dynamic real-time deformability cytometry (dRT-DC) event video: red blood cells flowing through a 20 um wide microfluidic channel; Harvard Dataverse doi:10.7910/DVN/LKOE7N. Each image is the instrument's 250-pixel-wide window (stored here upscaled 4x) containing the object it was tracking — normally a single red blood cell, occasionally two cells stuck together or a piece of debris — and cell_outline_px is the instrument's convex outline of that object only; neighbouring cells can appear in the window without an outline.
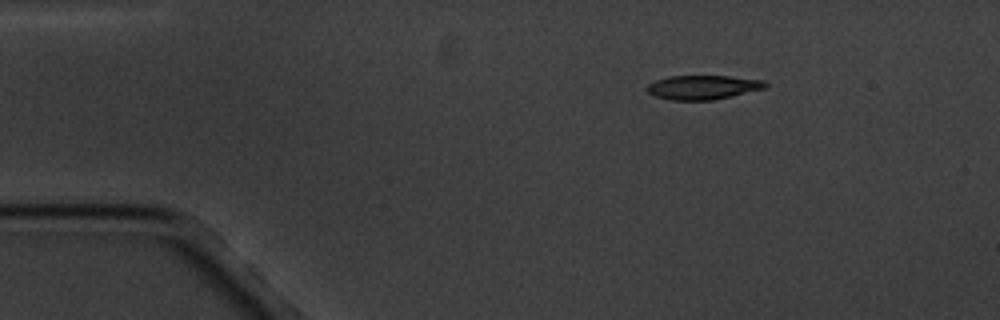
{"species": "common noctule bat (a hibernating species)", "species_latin": "Nyctalus noctula", "temperature_condition": "cold", "stored_images_in_passage": 4, "camera_frame_rate_fps": 3000, "um_per_image_px": 0.085, "animal": {"sex": "male", "body_mass_g": 20.1, "forearm_length_mm": 53.5}, "frame": {"image": 1, "passage_image": 1, "time_ms": 0.0, "image_size_px": [1000, 320], "cell_outline_px": [[768, 84], [764, 88], [732, 96], [712, 100], [672, 100], [656, 96], [648, 92], [644, 88], [648, 84], [656, 80], [668, 76], [728, 76], [764, 80]], "centroid_in_image_um": [59.72, 7.41], "position_along_channel_um": 25.3, "area_um2": 16.59}}